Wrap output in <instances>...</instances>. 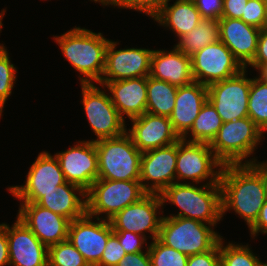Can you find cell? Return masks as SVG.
Segmentation results:
<instances>
[{"label":"cell","mask_w":267,"mask_h":266,"mask_svg":"<svg viewBox=\"0 0 267 266\" xmlns=\"http://www.w3.org/2000/svg\"><path fill=\"white\" fill-rule=\"evenodd\" d=\"M219 183L222 215L233 209L250 228L267 200V182L262 170L255 163L223 165Z\"/></svg>","instance_id":"6da1fadb"},{"label":"cell","mask_w":267,"mask_h":266,"mask_svg":"<svg viewBox=\"0 0 267 266\" xmlns=\"http://www.w3.org/2000/svg\"><path fill=\"white\" fill-rule=\"evenodd\" d=\"M54 40L64 57L83 75L80 77L81 84L98 83L101 80L109 39L101 33L75 27L61 36H54Z\"/></svg>","instance_id":"7a4b0ae2"},{"label":"cell","mask_w":267,"mask_h":266,"mask_svg":"<svg viewBox=\"0 0 267 266\" xmlns=\"http://www.w3.org/2000/svg\"><path fill=\"white\" fill-rule=\"evenodd\" d=\"M162 203L169 201L176 205L180 212L169 217L195 219L216 225L222 215V193L220 184H205L201 187L189 183L175 182L161 194Z\"/></svg>","instance_id":"3957f363"},{"label":"cell","mask_w":267,"mask_h":266,"mask_svg":"<svg viewBox=\"0 0 267 266\" xmlns=\"http://www.w3.org/2000/svg\"><path fill=\"white\" fill-rule=\"evenodd\" d=\"M264 132L249 118L223 123L209 144L216 158L223 165L253 164L257 159L247 160L260 143ZM244 159L246 161L242 162Z\"/></svg>","instance_id":"277c9868"},{"label":"cell","mask_w":267,"mask_h":266,"mask_svg":"<svg viewBox=\"0 0 267 266\" xmlns=\"http://www.w3.org/2000/svg\"><path fill=\"white\" fill-rule=\"evenodd\" d=\"M94 142L98 154V179H140L142 152L126 132L115 138H103Z\"/></svg>","instance_id":"5b68a950"},{"label":"cell","mask_w":267,"mask_h":266,"mask_svg":"<svg viewBox=\"0 0 267 266\" xmlns=\"http://www.w3.org/2000/svg\"><path fill=\"white\" fill-rule=\"evenodd\" d=\"M211 226L195 219L163 215L158 239L189 257L208 252L219 243L222 236Z\"/></svg>","instance_id":"8992f818"},{"label":"cell","mask_w":267,"mask_h":266,"mask_svg":"<svg viewBox=\"0 0 267 266\" xmlns=\"http://www.w3.org/2000/svg\"><path fill=\"white\" fill-rule=\"evenodd\" d=\"M147 192L139 180L116 181L97 179L86 192L87 214L99 218L105 213L106 220L126 206L139 201Z\"/></svg>","instance_id":"52a82bcc"},{"label":"cell","mask_w":267,"mask_h":266,"mask_svg":"<svg viewBox=\"0 0 267 266\" xmlns=\"http://www.w3.org/2000/svg\"><path fill=\"white\" fill-rule=\"evenodd\" d=\"M222 167L208 143L177 142L176 182L191 179L198 184L210 178L209 184H220Z\"/></svg>","instance_id":"ba28073f"},{"label":"cell","mask_w":267,"mask_h":266,"mask_svg":"<svg viewBox=\"0 0 267 266\" xmlns=\"http://www.w3.org/2000/svg\"><path fill=\"white\" fill-rule=\"evenodd\" d=\"M81 88L83 108L89 125L97 136L95 140L123 135L127 131L125 120L113 105L110 95L100 90L94 83H82Z\"/></svg>","instance_id":"9c48e42d"},{"label":"cell","mask_w":267,"mask_h":266,"mask_svg":"<svg viewBox=\"0 0 267 266\" xmlns=\"http://www.w3.org/2000/svg\"><path fill=\"white\" fill-rule=\"evenodd\" d=\"M66 182L57 157L43 151L31 165L25 184L8 190L22 203H37L45 194L54 193Z\"/></svg>","instance_id":"30bf717a"},{"label":"cell","mask_w":267,"mask_h":266,"mask_svg":"<svg viewBox=\"0 0 267 266\" xmlns=\"http://www.w3.org/2000/svg\"><path fill=\"white\" fill-rule=\"evenodd\" d=\"M191 61L194 80L205 86L231 78L245 69L220 40L197 51Z\"/></svg>","instance_id":"8fae6325"},{"label":"cell","mask_w":267,"mask_h":266,"mask_svg":"<svg viewBox=\"0 0 267 266\" xmlns=\"http://www.w3.org/2000/svg\"><path fill=\"white\" fill-rule=\"evenodd\" d=\"M246 68L239 74L208 86V101L223 123L248 117L250 78Z\"/></svg>","instance_id":"7c38bea8"},{"label":"cell","mask_w":267,"mask_h":266,"mask_svg":"<svg viewBox=\"0 0 267 266\" xmlns=\"http://www.w3.org/2000/svg\"><path fill=\"white\" fill-rule=\"evenodd\" d=\"M87 213L70 222L68 241L78 250L90 266H101V256L108 238L113 234L109 220L92 221Z\"/></svg>","instance_id":"4fadbf2b"},{"label":"cell","mask_w":267,"mask_h":266,"mask_svg":"<svg viewBox=\"0 0 267 266\" xmlns=\"http://www.w3.org/2000/svg\"><path fill=\"white\" fill-rule=\"evenodd\" d=\"M163 205L160 194L147 193L139 201L126 206L109 219L112 230L131 231L141 236L148 232L154 240L159 236L163 218L156 214Z\"/></svg>","instance_id":"5bb4252c"},{"label":"cell","mask_w":267,"mask_h":266,"mask_svg":"<svg viewBox=\"0 0 267 266\" xmlns=\"http://www.w3.org/2000/svg\"><path fill=\"white\" fill-rule=\"evenodd\" d=\"M117 44V42L109 40L106 49L105 69L99 82L150 76L153 50L145 48L115 50Z\"/></svg>","instance_id":"9a60e30c"},{"label":"cell","mask_w":267,"mask_h":266,"mask_svg":"<svg viewBox=\"0 0 267 266\" xmlns=\"http://www.w3.org/2000/svg\"><path fill=\"white\" fill-rule=\"evenodd\" d=\"M176 159L177 142L142 153L139 181L147 193L161 194L176 182Z\"/></svg>","instance_id":"2e32d148"},{"label":"cell","mask_w":267,"mask_h":266,"mask_svg":"<svg viewBox=\"0 0 267 266\" xmlns=\"http://www.w3.org/2000/svg\"><path fill=\"white\" fill-rule=\"evenodd\" d=\"M55 156L68 183L87 192L98 179V154L94 140L80 141Z\"/></svg>","instance_id":"e0dca14e"},{"label":"cell","mask_w":267,"mask_h":266,"mask_svg":"<svg viewBox=\"0 0 267 266\" xmlns=\"http://www.w3.org/2000/svg\"><path fill=\"white\" fill-rule=\"evenodd\" d=\"M18 218L47 247L68 240L70 221L39 206L37 203H20Z\"/></svg>","instance_id":"ac0fdd59"},{"label":"cell","mask_w":267,"mask_h":266,"mask_svg":"<svg viewBox=\"0 0 267 266\" xmlns=\"http://www.w3.org/2000/svg\"><path fill=\"white\" fill-rule=\"evenodd\" d=\"M5 230L9 247V265L48 266V247L18 217Z\"/></svg>","instance_id":"d6986e66"},{"label":"cell","mask_w":267,"mask_h":266,"mask_svg":"<svg viewBox=\"0 0 267 266\" xmlns=\"http://www.w3.org/2000/svg\"><path fill=\"white\" fill-rule=\"evenodd\" d=\"M130 120L133 125L126 133L142 153L171 145L181 139L173 129L169 117L145 112L141 116Z\"/></svg>","instance_id":"ffe728a7"},{"label":"cell","mask_w":267,"mask_h":266,"mask_svg":"<svg viewBox=\"0 0 267 266\" xmlns=\"http://www.w3.org/2000/svg\"><path fill=\"white\" fill-rule=\"evenodd\" d=\"M218 22L219 40L230 49L240 64L247 68L255 57L261 29L237 18L222 17Z\"/></svg>","instance_id":"44dd1931"},{"label":"cell","mask_w":267,"mask_h":266,"mask_svg":"<svg viewBox=\"0 0 267 266\" xmlns=\"http://www.w3.org/2000/svg\"><path fill=\"white\" fill-rule=\"evenodd\" d=\"M98 83L110 91L111 101L123 119L124 114L132 119L146 112L147 77Z\"/></svg>","instance_id":"7402d4cb"},{"label":"cell","mask_w":267,"mask_h":266,"mask_svg":"<svg viewBox=\"0 0 267 266\" xmlns=\"http://www.w3.org/2000/svg\"><path fill=\"white\" fill-rule=\"evenodd\" d=\"M207 100L208 86L197 81L178 87L174 109L169 118L173 129L180 138L191 129Z\"/></svg>","instance_id":"603a6c76"},{"label":"cell","mask_w":267,"mask_h":266,"mask_svg":"<svg viewBox=\"0 0 267 266\" xmlns=\"http://www.w3.org/2000/svg\"><path fill=\"white\" fill-rule=\"evenodd\" d=\"M150 76L177 87L185 86L195 81L192 73L191 57L176 47L170 52L153 50Z\"/></svg>","instance_id":"cb8c5ba5"},{"label":"cell","mask_w":267,"mask_h":266,"mask_svg":"<svg viewBox=\"0 0 267 266\" xmlns=\"http://www.w3.org/2000/svg\"><path fill=\"white\" fill-rule=\"evenodd\" d=\"M75 191L82 197L77 196ZM37 204L67 218L70 222L87 213L86 192L68 182L58 186L54 193L45 194Z\"/></svg>","instance_id":"d4e9b609"},{"label":"cell","mask_w":267,"mask_h":266,"mask_svg":"<svg viewBox=\"0 0 267 266\" xmlns=\"http://www.w3.org/2000/svg\"><path fill=\"white\" fill-rule=\"evenodd\" d=\"M166 0L153 17L159 25L169 27L179 38L188 34L201 21L199 11L192 0H176L171 6Z\"/></svg>","instance_id":"484cf974"},{"label":"cell","mask_w":267,"mask_h":266,"mask_svg":"<svg viewBox=\"0 0 267 266\" xmlns=\"http://www.w3.org/2000/svg\"><path fill=\"white\" fill-rule=\"evenodd\" d=\"M178 87L166 81L147 76L146 112L152 115L170 117L176 100Z\"/></svg>","instance_id":"4316f807"},{"label":"cell","mask_w":267,"mask_h":266,"mask_svg":"<svg viewBox=\"0 0 267 266\" xmlns=\"http://www.w3.org/2000/svg\"><path fill=\"white\" fill-rule=\"evenodd\" d=\"M218 40L219 22L214 19H201L194 29L179 38L175 47L191 57L197 51Z\"/></svg>","instance_id":"83f0119b"},{"label":"cell","mask_w":267,"mask_h":266,"mask_svg":"<svg viewBox=\"0 0 267 266\" xmlns=\"http://www.w3.org/2000/svg\"><path fill=\"white\" fill-rule=\"evenodd\" d=\"M223 121L214 106L207 100L202 106L191 129L181 138L187 142L210 144L222 127ZM191 132V133H189ZM192 137L187 140V135Z\"/></svg>","instance_id":"f1b7e54d"},{"label":"cell","mask_w":267,"mask_h":266,"mask_svg":"<svg viewBox=\"0 0 267 266\" xmlns=\"http://www.w3.org/2000/svg\"><path fill=\"white\" fill-rule=\"evenodd\" d=\"M248 117L263 131H267V83L259 77L250 78Z\"/></svg>","instance_id":"f546056e"},{"label":"cell","mask_w":267,"mask_h":266,"mask_svg":"<svg viewBox=\"0 0 267 266\" xmlns=\"http://www.w3.org/2000/svg\"><path fill=\"white\" fill-rule=\"evenodd\" d=\"M223 238L219 241L220 266H263L258 256L250 250L248 245L229 243L224 246Z\"/></svg>","instance_id":"4dcf8cb0"},{"label":"cell","mask_w":267,"mask_h":266,"mask_svg":"<svg viewBox=\"0 0 267 266\" xmlns=\"http://www.w3.org/2000/svg\"><path fill=\"white\" fill-rule=\"evenodd\" d=\"M48 266H90L78 250L68 241L48 247Z\"/></svg>","instance_id":"1f68e13d"},{"label":"cell","mask_w":267,"mask_h":266,"mask_svg":"<svg viewBox=\"0 0 267 266\" xmlns=\"http://www.w3.org/2000/svg\"><path fill=\"white\" fill-rule=\"evenodd\" d=\"M147 248L152 266H187L188 256L166 246L158 238Z\"/></svg>","instance_id":"d6a6232c"},{"label":"cell","mask_w":267,"mask_h":266,"mask_svg":"<svg viewBox=\"0 0 267 266\" xmlns=\"http://www.w3.org/2000/svg\"><path fill=\"white\" fill-rule=\"evenodd\" d=\"M16 67L10 62L7 49L0 50V106L4 108L16 80Z\"/></svg>","instance_id":"836d02e7"},{"label":"cell","mask_w":267,"mask_h":266,"mask_svg":"<svg viewBox=\"0 0 267 266\" xmlns=\"http://www.w3.org/2000/svg\"><path fill=\"white\" fill-rule=\"evenodd\" d=\"M241 20L263 29L267 21V0H248Z\"/></svg>","instance_id":"e575fe53"},{"label":"cell","mask_w":267,"mask_h":266,"mask_svg":"<svg viewBox=\"0 0 267 266\" xmlns=\"http://www.w3.org/2000/svg\"><path fill=\"white\" fill-rule=\"evenodd\" d=\"M165 1L166 0H115L111 5L143 12L153 19Z\"/></svg>","instance_id":"d590c367"},{"label":"cell","mask_w":267,"mask_h":266,"mask_svg":"<svg viewBox=\"0 0 267 266\" xmlns=\"http://www.w3.org/2000/svg\"><path fill=\"white\" fill-rule=\"evenodd\" d=\"M126 255L120 245L118 238L112 234L107 241L104 252L101 256V266H116Z\"/></svg>","instance_id":"8d00e7d4"},{"label":"cell","mask_w":267,"mask_h":266,"mask_svg":"<svg viewBox=\"0 0 267 266\" xmlns=\"http://www.w3.org/2000/svg\"><path fill=\"white\" fill-rule=\"evenodd\" d=\"M113 234L118 238L126 254L143 252L142 247L146 243V236H141L131 231H113Z\"/></svg>","instance_id":"74e56055"},{"label":"cell","mask_w":267,"mask_h":266,"mask_svg":"<svg viewBox=\"0 0 267 266\" xmlns=\"http://www.w3.org/2000/svg\"><path fill=\"white\" fill-rule=\"evenodd\" d=\"M202 19L222 18L224 0H192Z\"/></svg>","instance_id":"f35d334b"},{"label":"cell","mask_w":267,"mask_h":266,"mask_svg":"<svg viewBox=\"0 0 267 266\" xmlns=\"http://www.w3.org/2000/svg\"><path fill=\"white\" fill-rule=\"evenodd\" d=\"M187 266H220L219 243L208 252L189 256Z\"/></svg>","instance_id":"ab89813d"},{"label":"cell","mask_w":267,"mask_h":266,"mask_svg":"<svg viewBox=\"0 0 267 266\" xmlns=\"http://www.w3.org/2000/svg\"><path fill=\"white\" fill-rule=\"evenodd\" d=\"M267 63V30H260L255 57L249 66L258 69L261 65Z\"/></svg>","instance_id":"60d3db41"},{"label":"cell","mask_w":267,"mask_h":266,"mask_svg":"<svg viewBox=\"0 0 267 266\" xmlns=\"http://www.w3.org/2000/svg\"><path fill=\"white\" fill-rule=\"evenodd\" d=\"M248 0H224L222 17L241 19Z\"/></svg>","instance_id":"b9f144b4"},{"label":"cell","mask_w":267,"mask_h":266,"mask_svg":"<svg viewBox=\"0 0 267 266\" xmlns=\"http://www.w3.org/2000/svg\"><path fill=\"white\" fill-rule=\"evenodd\" d=\"M145 251L126 254L116 266H152L148 248Z\"/></svg>","instance_id":"7bdbcfd3"},{"label":"cell","mask_w":267,"mask_h":266,"mask_svg":"<svg viewBox=\"0 0 267 266\" xmlns=\"http://www.w3.org/2000/svg\"><path fill=\"white\" fill-rule=\"evenodd\" d=\"M251 237L257 236L259 232L267 234V200L261 208L255 223L249 228Z\"/></svg>","instance_id":"ee69618b"},{"label":"cell","mask_w":267,"mask_h":266,"mask_svg":"<svg viewBox=\"0 0 267 266\" xmlns=\"http://www.w3.org/2000/svg\"><path fill=\"white\" fill-rule=\"evenodd\" d=\"M9 265V247L5 223L0 224V266Z\"/></svg>","instance_id":"f6af8a7d"},{"label":"cell","mask_w":267,"mask_h":266,"mask_svg":"<svg viewBox=\"0 0 267 266\" xmlns=\"http://www.w3.org/2000/svg\"><path fill=\"white\" fill-rule=\"evenodd\" d=\"M259 71V78L267 83V63L264 65H261L258 69Z\"/></svg>","instance_id":"bcb514c9"},{"label":"cell","mask_w":267,"mask_h":266,"mask_svg":"<svg viewBox=\"0 0 267 266\" xmlns=\"http://www.w3.org/2000/svg\"><path fill=\"white\" fill-rule=\"evenodd\" d=\"M255 164L262 170V172L265 176L266 182H267V161L262 162V163L257 161V162H255Z\"/></svg>","instance_id":"7dc6e473"},{"label":"cell","mask_w":267,"mask_h":266,"mask_svg":"<svg viewBox=\"0 0 267 266\" xmlns=\"http://www.w3.org/2000/svg\"><path fill=\"white\" fill-rule=\"evenodd\" d=\"M95 2H99L102 5L106 6V5H111L115 0H93Z\"/></svg>","instance_id":"c3c4849f"},{"label":"cell","mask_w":267,"mask_h":266,"mask_svg":"<svg viewBox=\"0 0 267 266\" xmlns=\"http://www.w3.org/2000/svg\"><path fill=\"white\" fill-rule=\"evenodd\" d=\"M4 14H5V9L1 11L0 13V31H1V28H2V19L4 17ZM4 47V45H0V50Z\"/></svg>","instance_id":"681fc988"},{"label":"cell","mask_w":267,"mask_h":266,"mask_svg":"<svg viewBox=\"0 0 267 266\" xmlns=\"http://www.w3.org/2000/svg\"><path fill=\"white\" fill-rule=\"evenodd\" d=\"M3 108L0 106V116H2Z\"/></svg>","instance_id":"f907efd6"},{"label":"cell","mask_w":267,"mask_h":266,"mask_svg":"<svg viewBox=\"0 0 267 266\" xmlns=\"http://www.w3.org/2000/svg\"><path fill=\"white\" fill-rule=\"evenodd\" d=\"M265 30H267V21H266V24H265V27H264Z\"/></svg>","instance_id":"816d5d0a"}]
</instances>
